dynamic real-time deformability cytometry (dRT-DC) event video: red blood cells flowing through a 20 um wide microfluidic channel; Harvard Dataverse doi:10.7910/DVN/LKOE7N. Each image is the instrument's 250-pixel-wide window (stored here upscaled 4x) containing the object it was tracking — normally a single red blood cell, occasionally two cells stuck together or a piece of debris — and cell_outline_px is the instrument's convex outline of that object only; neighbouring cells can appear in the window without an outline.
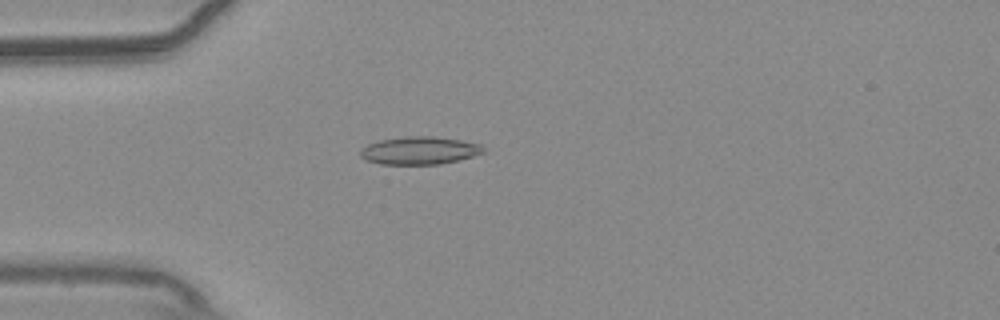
{"species": "common noctule bat (a hibernating species)", "species_latin": "Nyctalus noctula", "temperature_condition": "warm", "stored_images_in_passage": 42, "camera_frame_rate_fps": 3000, "um_per_image_px": 0.085, "animal": {"sex": "male", "body_mass_g": 20.4}, "frame": {"image": 1, "passage_image": 2, "time_ms": 0.333, "image_size_px": [1000, 320], "cell_outline_px": [[488, 148], [484, 152], [472, 156], [440, 164], [380, 164], [368, 160], [360, 156], [360, 148], [368, 144], [380, 140], [404, 136], [432, 136], [460, 140], [480, 144]], "centroid_in_image_um": [35.66, 12.78], "position_along_channel_um": 49.3, "area_um2": 19.88}}
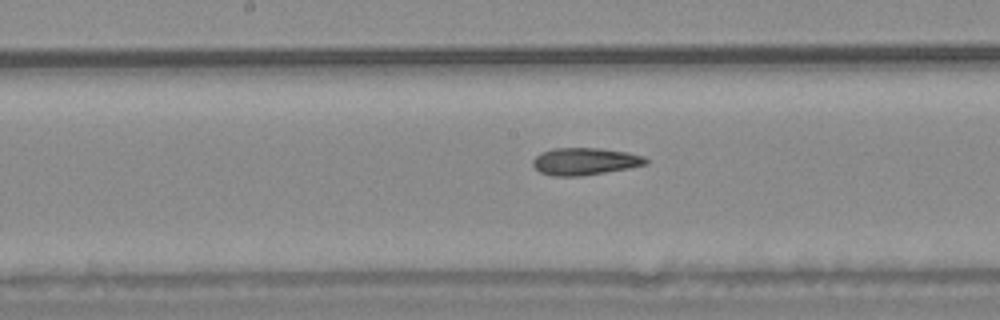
{"frame": {"image": 2, "passage_image": 15, "time_ms": 4.667, "image_size_px": [1000, 320], "cell_outline_px": [[648, 164], [628, 168], [580, 176], [552, 176], [540, 172], [532, 164], [532, 160], [536, 156], [552, 148], [600, 148], [628, 152], [644, 156], [648, 160]], "centroid_in_image_um": [49.73, 13.71], "position_along_channel_um": 198.5, "area_um2": 17.86}}
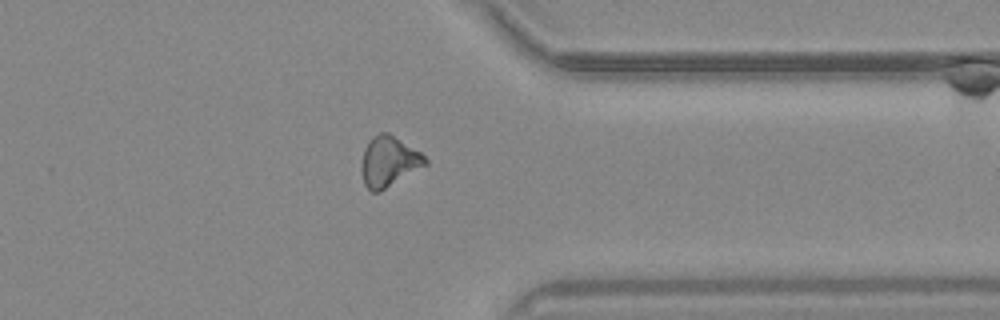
{"frame": {"image": 3, "passage_image": 30, "time_ms": 9.667, "image_size_px": [1000, 320], "cell_outline_px": [[428, 164], [380, 192], [372, 192], [364, 184], [360, 168], [360, 164], [364, 148], [368, 140], [372, 136], [380, 132], [388, 132], [420, 152], [428, 160]], "centroid_in_image_um": [33.02, 13.73], "position_along_channel_um": 378.4, "area_um2": 18.9}, "authors_computed_cell_mechanics": {"area_um2": 18.0625, "velocity_mm_per_s": 3.7105, "shape_relaxation_time_tau1_ms": 8.2563, "shape_relaxation_time_tau2_ms": 5.5162, "deformation_change_tau1": 0.1705, "deformation_change_tau2": 0.1398}}